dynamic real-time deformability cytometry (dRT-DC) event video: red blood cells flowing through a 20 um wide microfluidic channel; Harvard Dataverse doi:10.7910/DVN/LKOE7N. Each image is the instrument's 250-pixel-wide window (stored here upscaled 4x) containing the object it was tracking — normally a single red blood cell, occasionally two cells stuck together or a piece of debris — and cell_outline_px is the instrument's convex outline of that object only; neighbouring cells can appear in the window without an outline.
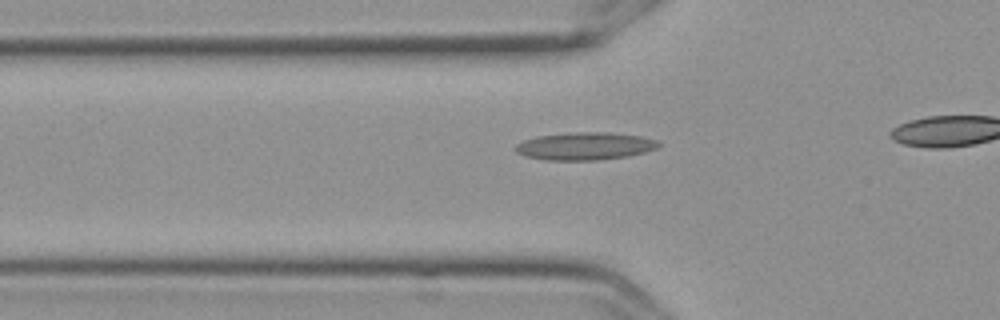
{"species": "Egyptian fruit bat (a non-hibernating species)", "species_latin": "Rousettus aegyptiacus", "temperature_condition": "cold", "stored_images_in_passage": 21, "camera_frame_rate_fps": 3000, "um_per_image_px": 0.085, "frame": {"image": 1, "passage_image": 15, "time_ms": 4.667, "image_size_px": [1000, 320], "cell_outline_px": [[660, 144], [656, 148], [644, 152], [628, 156], [596, 160], [544, 160], [524, 156], [516, 152], [512, 148], [516, 144], [524, 140], [536, 136], [576, 132], [608, 132], [640, 136], [656, 140]], "centroid_in_image_um": [49.66, 12.42], "position_along_channel_um": 76.1, "area_um2": 23.06}}
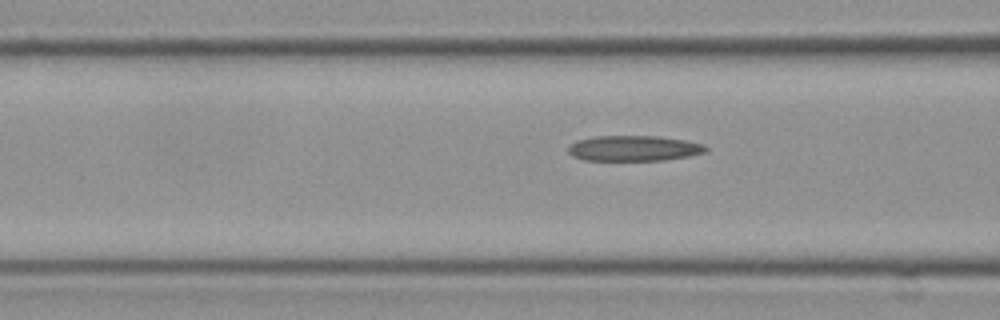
{"frame": {"image": 2, "passage_image": 18, "time_ms": 5.667, "image_size_px": [1000, 320], "cell_outline_px": [[708, 152], [688, 156], [664, 160], [584, 160], [572, 156], [568, 152], [568, 148], [572, 144], [580, 140], [596, 136], [656, 136], [684, 140], [704, 144], [708, 148]], "centroid_in_image_um": [53.91, 12.61], "position_along_channel_um": 112.7, "area_um2": 20.29}}